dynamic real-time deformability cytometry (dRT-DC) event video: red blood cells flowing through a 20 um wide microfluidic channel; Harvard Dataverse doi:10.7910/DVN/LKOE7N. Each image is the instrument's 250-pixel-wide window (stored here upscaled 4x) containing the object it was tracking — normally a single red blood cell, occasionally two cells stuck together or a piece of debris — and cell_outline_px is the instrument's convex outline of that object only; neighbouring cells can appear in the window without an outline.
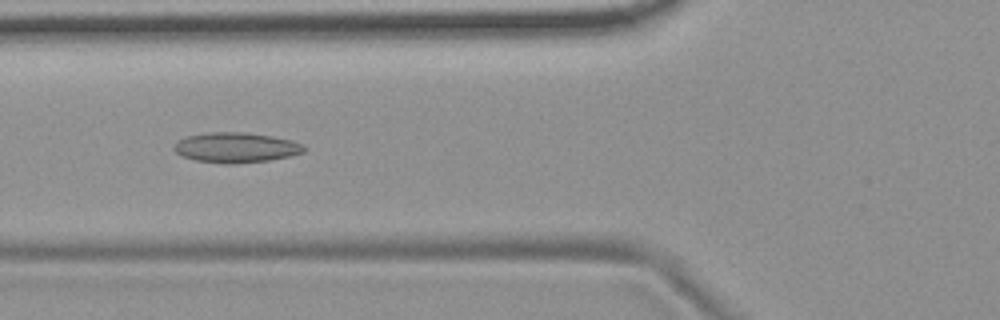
{"species": "common noctule bat (a hibernating species)", "species_latin": "Nyctalus noctula", "temperature_condition": "room temperature", "stored_images_in_passage": 54, "camera_frame_rate_fps": 3000, "um_per_image_px": 0.085, "animal": {"sex": "female", "body_mass_g": 19.9}, "frame": {"image": 1, "passage_image": 20, "time_ms": 6.333, "image_size_px": [1000, 320], "cell_outline_px": [[308, 148], [304, 152], [288, 156], [268, 160], [236, 164], [224, 164], [196, 160], [180, 156], [172, 148], [176, 140], [184, 136], [208, 132], [248, 132], [272, 136], [292, 140], [304, 144]], "centroid_in_image_um": [20.03, 12.53], "position_along_channel_um": 105.8, "area_um2": 23.24}}
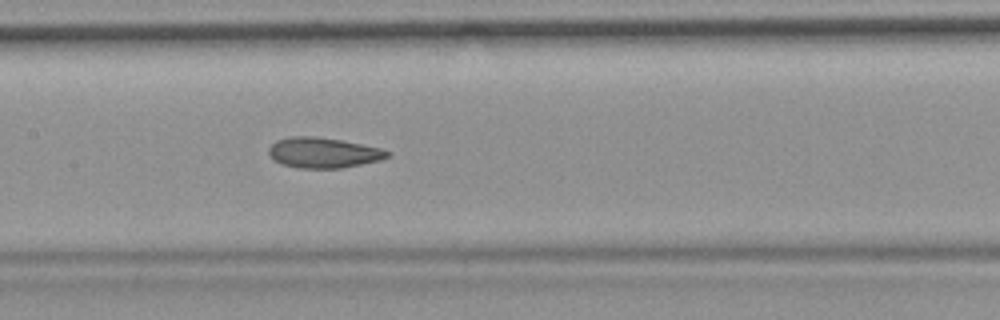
{"frame": {"image": 2, "passage_image": 26, "time_ms": 8.333, "image_size_px": [1000, 320], "cell_outline_px": [[392, 156], [380, 160], [340, 168], [300, 168], [280, 164], [268, 152], [268, 148], [276, 140], [288, 136], [316, 136], [340, 140], [380, 148], [392, 152]], "centroid_in_image_um": [27.49, 12.97], "position_along_channel_um": 179.9, "area_um2": 20.98}}
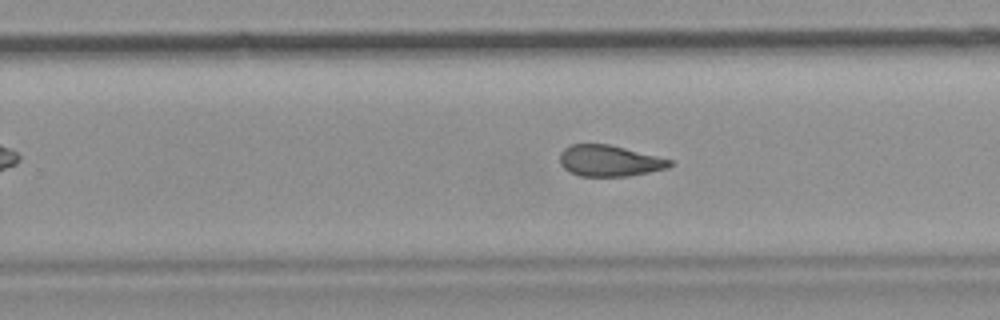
{"frame": {"image": 3, "passage_image": 34, "time_ms": 11.0, "image_size_px": [1000, 320], "cell_outline_px": [[672, 164], [668, 168], [628, 176], [580, 176], [568, 172], [560, 164], [560, 152], [564, 148], [572, 144], [608, 144], [672, 160]], "centroid_in_image_um": [51.75, 13.67], "position_along_channel_um": 278.0, "area_um2": 19.83}, "authors_computed_cell_mechanics": {"area_um2": 21.4149, "velocity_mm_per_s": 3.6988, "shape_relaxation_time_tau1_ms": null, "shape_relaxation_time_tau2_ms": 2.5176, "deformation_change_tau1": null, "deformation_change_tau2": 0.1023}}